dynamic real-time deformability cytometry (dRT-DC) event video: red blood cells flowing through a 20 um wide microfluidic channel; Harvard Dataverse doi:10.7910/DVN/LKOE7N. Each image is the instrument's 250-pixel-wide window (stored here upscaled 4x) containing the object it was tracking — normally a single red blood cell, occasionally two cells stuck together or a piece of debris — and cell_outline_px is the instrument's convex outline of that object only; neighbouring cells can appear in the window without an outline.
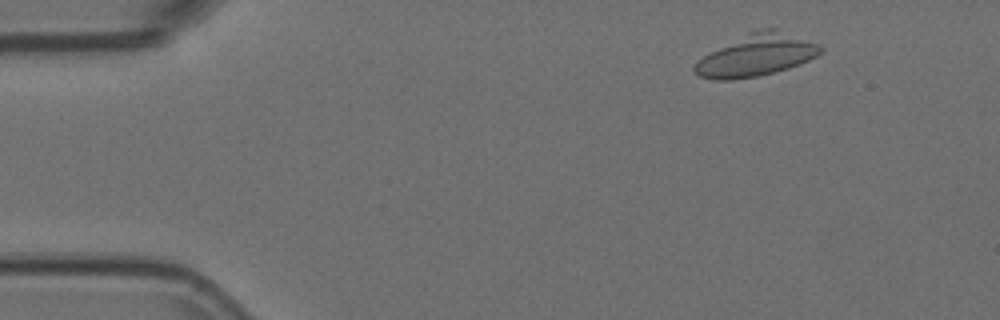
{"species": "Egyptian fruit bat (a non-hibernating species)", "species_latin": "Rousettus aegyptiacus", "temperature_condition": "room temperature", "stored_images_in_passage": 52, "camera_frame_rate_fps": 3000, "um_per_image_px": 0.085, "animal": {"sex": "female"}, "frame": {"image": 1, "passage_image": 4, "time_ms": 1.0, "image_size_px": [1000, 320], "cell_outline_px": [[824, 48], [816, 56], [808, 60], [788, 68], [756, 76], [732, 80], [716, 80], [700, 76], [692, 68], [704, 56], [756, 28], [776, 28], [820, 44]], "centroid_in_image_um": [64.34, 4.68], "position_along_channel_um": 20.7, "area_um2": 30.23}}
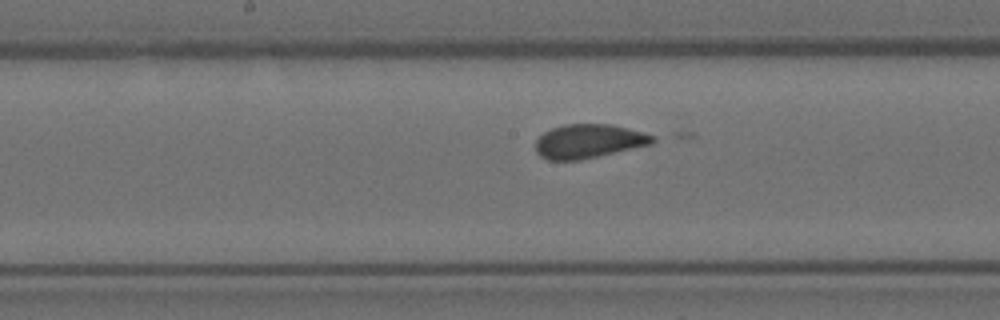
{"frame": {"image": 2, "passage_image": 25, "time_ms": 8.0, "image_size_px": [1000, 320], "cell_outline_px": [[656, 140], [652, 144], [580, 160], [548, 160], [540, 156], [536, 152], [536, 140], [544, 132], [552, 128], [564, 124], [612, 124], [644, 132], [656, 136]], "centroid_in_image_um": [50.05, 12.0], "position_along_channel_um": 198.1, "area_um2": 23.24}}
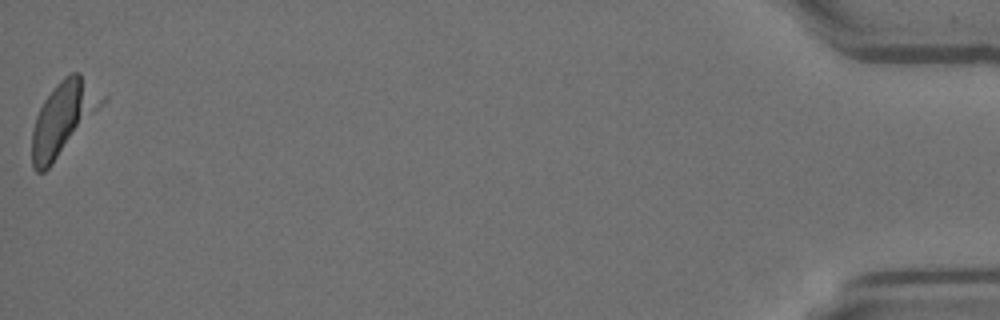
{"frame": {"image": 3, "passage_image": 52, "time_ms": 17.0, "image_size_px": [1000, 320], "cell_outline_px": [[108, 100], [52, 164], [44, 172], [36, 172], [32, 168], [32, 128], [36, 116], [44, 100], [56, 84], [64, 76], [72, 72], [80, 72], [108, 96]], "centroid_in_image_um": [5.42, 10.0], "position_along_channel_um": 429.8, "area_um2": 30.17}, "authors_computed_cell_mechanics": {"area_um2": 24.0448, "velocity_mm_per_s": 3.711, "shape_relaxation_time_tau1_ms": 4.68, "shape_relaxation_time_tau2_ms": null, "deformation_change_tau1": 0.1677, "deformation_change_tau2": null}}